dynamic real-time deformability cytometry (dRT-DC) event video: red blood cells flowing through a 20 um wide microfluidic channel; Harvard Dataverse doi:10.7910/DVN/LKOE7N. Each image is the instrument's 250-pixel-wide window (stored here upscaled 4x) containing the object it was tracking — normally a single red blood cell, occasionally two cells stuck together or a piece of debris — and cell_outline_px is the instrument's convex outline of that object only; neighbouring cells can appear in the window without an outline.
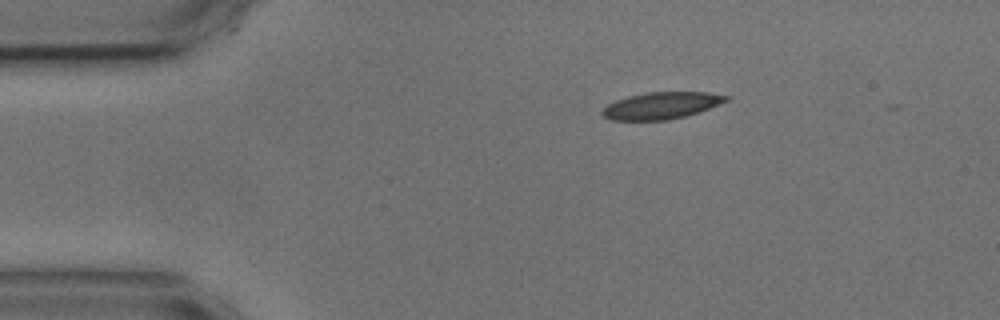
{"species": "common noctule bat (a hibernating species)", "species_latin": "Nyctalus noctula", "temperature_condition": "cold", "stored_images_in_passage": 42, "camera_frame_rate_fps": 3000, "um_per_image_px": 0.085, "animal": {"sex": "male", "body_mass_g": 17.9, "forearm_length_mm": 54.2}, "frame": {"image": 1, "passage_image": 1, "time_ms": 0.0, "image_size_px": [1000, 320], "cell_outline_px": [[732, 96], [728, 100], [708, 108], [684, 116], [668, 120], [612, 120], [604, 116], [600, 112], [608, 104], [616, 100], [628, 96], [648, 92], [708, 92]], "centroid_in_image_um": [56.21, 8.96], "position_along_channel_um": 28.8, "area_um2": 19.19}}
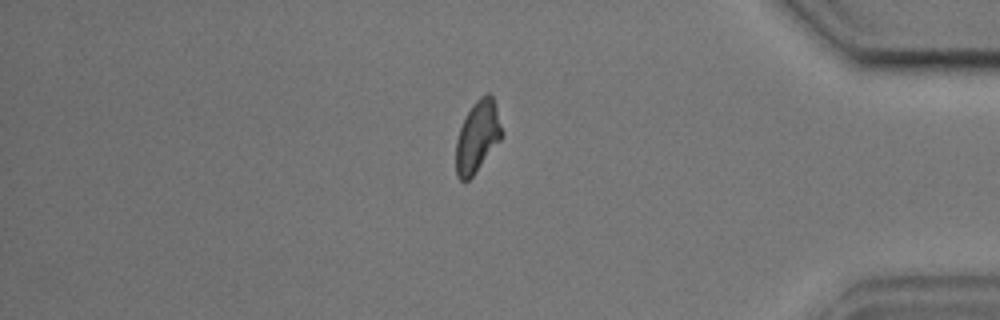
{"frame": {"image": 2, "passage_image": 38, "time_ms": 12.333, "image_size_px": [1000, 320], "cell_outline_px": [[504, 132], [500, 140], [472, 176], [468, 180], [460, 180], [456, 176], [456, 140], [460, 128], [472, 104], [480, 96], [488, 92], [492, 96]], "centroid_in_image_um": [40.58, 11.59], "position_along_channel_um": 394.6, "area_um2": 18.84}, "authors_computed_cell_mechanics": {"area_um2": 19.6231, "velocity_mm_per_s": 3.6083, "shape_relaxation_time_tau1_ms": 7.6844, "shape_relaxation_time_tau2_ms": 4.133, "deformation_change_tau1": 0.1313, "deformation_change_tau2": 0.1019}}